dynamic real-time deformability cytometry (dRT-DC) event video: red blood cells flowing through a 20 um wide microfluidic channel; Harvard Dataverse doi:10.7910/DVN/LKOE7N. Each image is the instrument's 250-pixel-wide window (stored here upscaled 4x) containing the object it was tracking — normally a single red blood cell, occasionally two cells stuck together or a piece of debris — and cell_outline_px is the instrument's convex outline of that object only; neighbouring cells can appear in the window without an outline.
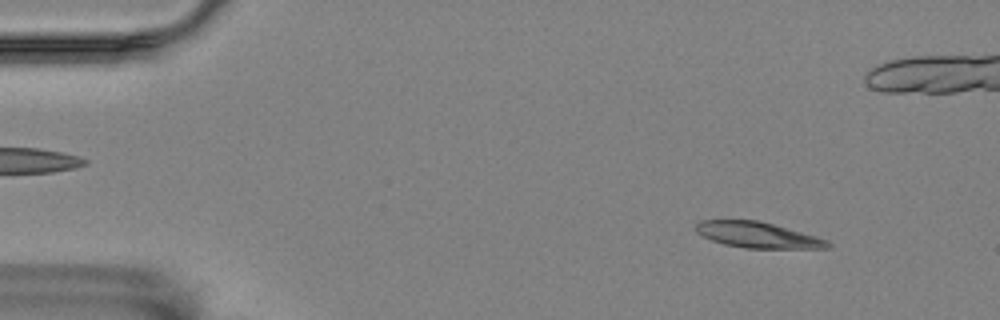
{"species": "Egyptian fruit bat (a non-hibernating species)", "species_latin": "Rousettus aegyptiacus", "temperature_condition": "room temperature", "stored_images_in_passage": 4, "camera_frame_rate_fps": 3000, "um_per_image_px": 0.085, "animal": {"sex": "female"}, "frame": {"image": 1, "passage_image": 1, "time_ms": 0.0, "image_size_px": [1000, 320], "cell_outline_px": [[832, 248], [744, 248], [724, 244], [712, 240], [696, 232], [692, 228], [700, 220], [760, 220], [816, 236], [828, 240], [832, 244]], "centroid_in_image_um": [64.4, 19.97], "position_along_channel_um": 20.6, "area_um2": 19.94}}